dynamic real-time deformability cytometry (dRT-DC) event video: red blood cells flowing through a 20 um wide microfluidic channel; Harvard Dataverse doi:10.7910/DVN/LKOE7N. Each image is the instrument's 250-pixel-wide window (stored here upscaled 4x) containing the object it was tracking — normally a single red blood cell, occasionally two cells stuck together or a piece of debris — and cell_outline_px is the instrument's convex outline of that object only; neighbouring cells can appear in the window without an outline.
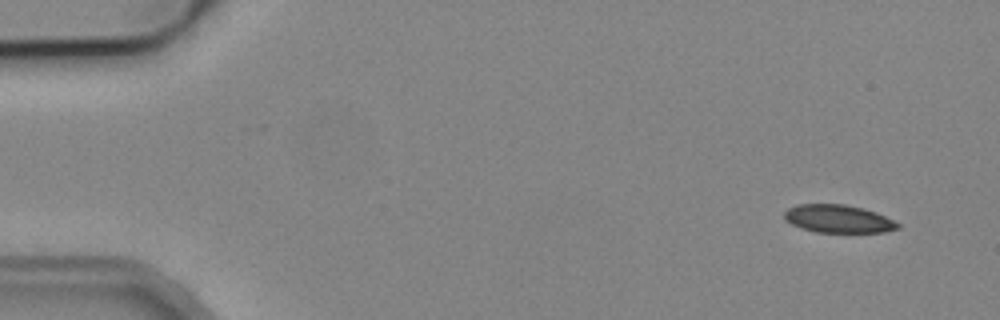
{"species": "common noctule bat (a hibernating species)", "species_latin": "Nyctalus noctula", "temperature_condition": "cold", "stored_images_in_passage": 5, "camera_frame_rate_fps": 3000, "um_per_image_px": 0.085, "animal": {"sex": "male", "body_mass_g": 19.2, "forearm_length_mm": 51.8}, "frame": {"image": 1, "passage_image": 1, "time_ms": 0.0, "image_size_px": [1000, 320], "cell_outline_px": [[900, 228], [884, 232], [816, 232], [800, 228], [784, 220], [784, 212], [788, 208], [796, 204], [844, 204], [864, 208], [876, 212], [900, 224]], "centroid_in_image_um": [71.22, 18.59], "position_along_channel_um": 13.8, "area_um2": 18.55}}